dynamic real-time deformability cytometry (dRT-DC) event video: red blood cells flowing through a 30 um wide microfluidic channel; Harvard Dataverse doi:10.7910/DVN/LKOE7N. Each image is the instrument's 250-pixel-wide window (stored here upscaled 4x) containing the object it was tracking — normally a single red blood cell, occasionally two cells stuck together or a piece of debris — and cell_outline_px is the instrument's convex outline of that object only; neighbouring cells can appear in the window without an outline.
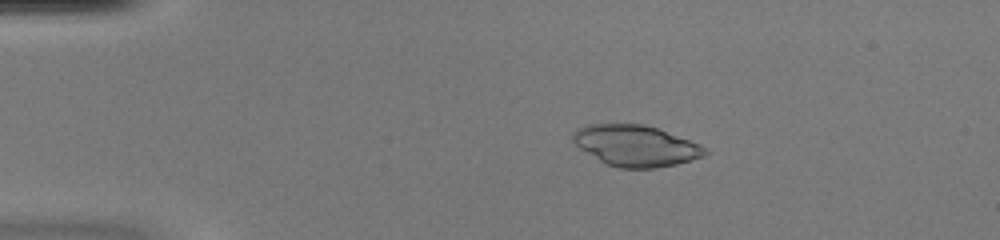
{"species": "common noctule bat (a hibernating species)", "species_latin": "Nyctalus noctula", "temperature_condition": "warm", "stored_images_in_passage": 50, "camera_frame_rate_fps": 3000, "um_per_image_px": 0.085, "animal": {"sex": "female", "body_mass_g": 20.0, "forearm_length_mm": 54.0}, "frame": {"image": 1, "passage_image": 9, "time_ms": 2.667, "image_size_px": [1000, 240], "cell_outline_px": [[708, 152], [704, 156], [676, 164], [652, 168], [620, 168], [608, 164], [600, 160], [580, 148], [572, 140], [572, 132], [576, 128], [588, 124], [644, 124], [656, 128], [700, 144]], "centroid_in_image_um": [54.01, 12.37], "position_along_channel_um": 31.0, "area_um2": 31.21}}